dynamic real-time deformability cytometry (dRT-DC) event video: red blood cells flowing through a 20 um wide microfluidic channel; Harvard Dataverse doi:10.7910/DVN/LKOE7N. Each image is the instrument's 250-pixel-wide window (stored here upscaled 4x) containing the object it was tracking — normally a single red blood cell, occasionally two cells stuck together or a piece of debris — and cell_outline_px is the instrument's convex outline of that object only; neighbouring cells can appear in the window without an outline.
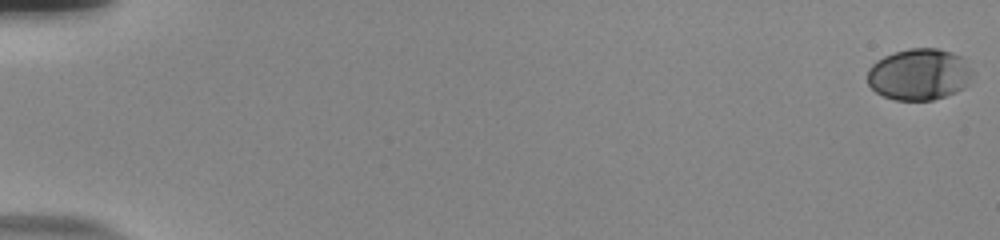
{"species": "human", "species_latin": "Homo sapiens", "temperature_condition": "room temperature", "stored_images_in_passage": 56, "camera_frame_rate_fps": 3000, "um_per_image_px": 0.085, "donor": {"sex": "male"}, "frame": {"image": 1, "passage_image": 1, "time_ms": 0.0, "image_size_px": [1000, 240], "cell_outline_px": [[976, 72], [968, 84], [964, 88], [956, 92], [932, 100], [896, 100], [884, 96], [876, 92], [868, 84], [868, 68], [876, 60], [884, 56], [908, 48], [936, 48], [952, 52], [960, 56]], "centroid_in_image_um": [78.16, 6.32], "position_along_channel_um": 6.8, "area_um2": 31.79}}
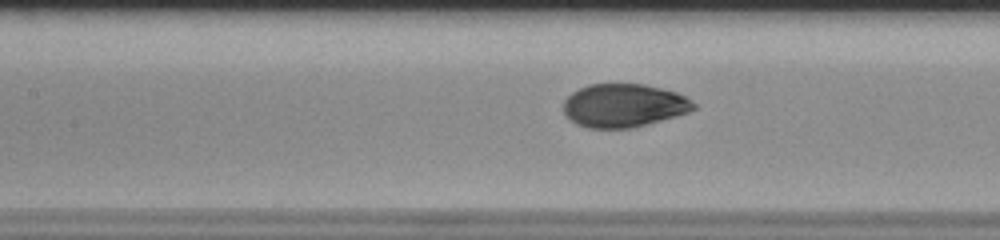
{"frame": {"image": 2, "passage_image": 28, "time_ms": 9.0, "image_size_px": [1000, 240], "cell_outline_px": [[696, 108], [688, 112], [676, 116], [632, 128], [588, 128], [576, 124], [568, 120], [564, 116], [564, 100], [572, 92], [588, 84], [644, 84], [676, 92], [684, 96], [696, 104]], "centroid_in_image_um": [52.99, 8.97], "position_along_channel_um": 154.4, "area_um2": 32.95}}
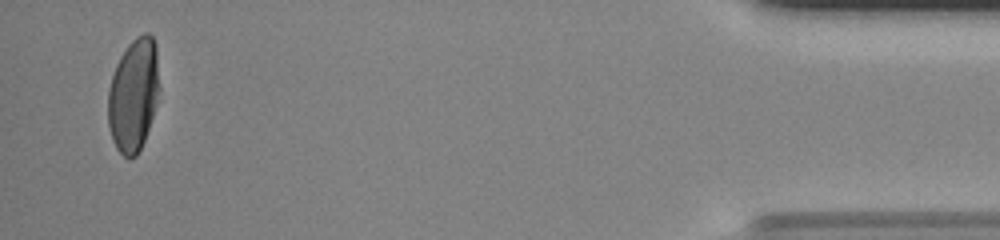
{"frame": {"image": 3, "passage_image": 55, "time_ms": 18.0, "image_size_px": [1000, 240], "cell_outline_px": [[160, 88], [156, 104], [144, 140], [136, 156], [128, 160], [116, 148], [112, 140], [108, 124], [108, 88], [116, 64], [120, 56], [128, 44], [136, 36], [144, 32], [148, 32], [152, 36], [156, 44]], "centroid_in_image_um": [11.35, 8.04], "position_along_channel_um": 423.9, "area_um2": 34.1}, "authors_computed_cell_mechanics": {"area_um2": 33.235, "velocity_mm_per_s": 3.7874, "shape_relaxation_time_tau1_ms": 5.3929, "shape_relaxation_time_tau2_ms": null, "deformation_change_tau1": 0.1994, "deformation_change_tau2": null}}